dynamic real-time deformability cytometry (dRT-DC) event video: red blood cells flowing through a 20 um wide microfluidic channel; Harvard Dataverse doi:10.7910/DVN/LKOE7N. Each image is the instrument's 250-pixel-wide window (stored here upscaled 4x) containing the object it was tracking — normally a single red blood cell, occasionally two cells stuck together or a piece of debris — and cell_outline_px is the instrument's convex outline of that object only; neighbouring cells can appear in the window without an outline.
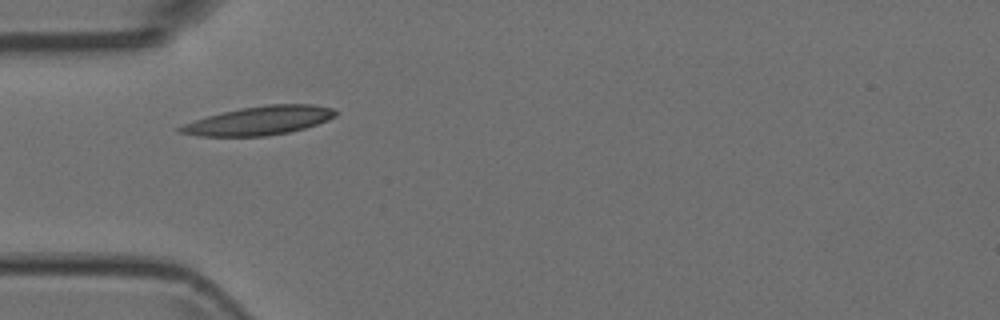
{"species": "Egyptian fruit bat (a non-hibernating species)", "species_latin": "Rousettus aegyptiacus", "temperature_condition": "room temperature", "stored_images_in_passage": 5, "camera_frame_rate_fps": 3000, "um_per_image_px": 0.085, "animal": {"sex": "female"}, "frame": {"image": 1, "passage_image": 1, "time_ms": 0.0, "image_size_px": [1000, 320], "cell_outline_px": [[340, 112], [336, 116], [328, 120], [304, 128], [288, 132], [264, 136], [200, 136], [176, 132], [176, 128], [184, 124], [208, 116], [240, 108], [268, 104], [312, 104], [332, 108]], "centroid_in_image_um": [22.06, 10.25], "position_along_channel_um": 62.9, "area_um2": 25.84}}
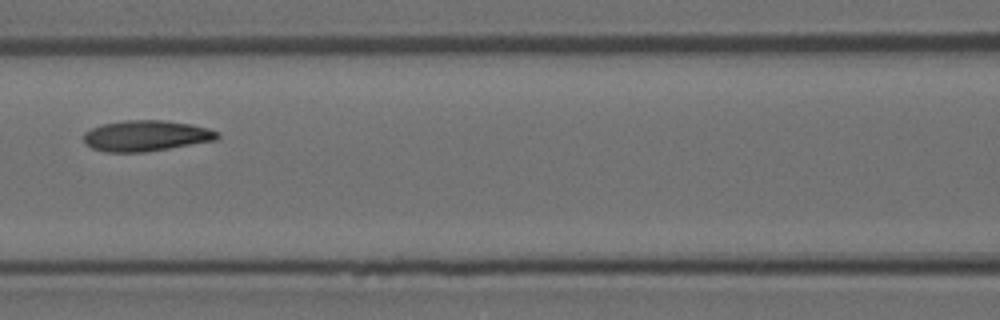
{"frame": {"image": 2, "passage_image": 3, "time_ms": 0.667, "image_size_px": [1000, 320], "cell_outline_px": [[220, 136], [216, 140], [144, 152], [104, 152], [92, 148], [84, 144], [84, 132], [92, 128], [104, 124], [124, 120], [164, 120], [192, 124], [208, 128], [220, 132]], "centroid_in_image_um": [12.42, 11.54], "position_along_channel_um": 154.2, "area_um2": 24.04}}
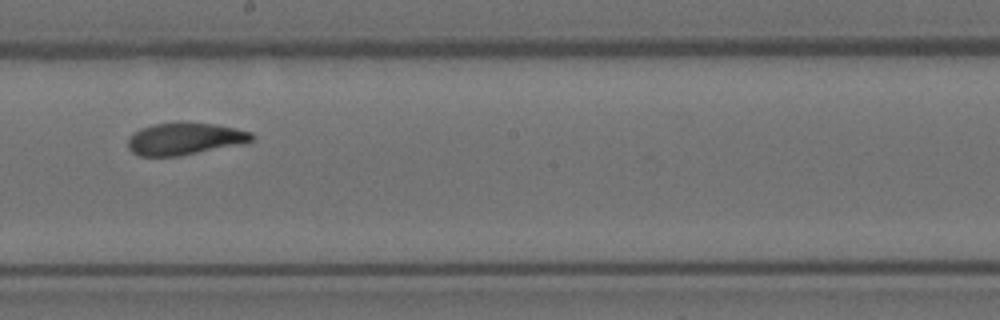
{"frame": {"image": 3, "passage_image": 5, "time_ms": 1.333, "image_size_px": [1000, 320], "cell_outline_px": [[256, 136], [252, 140], [244, 144], [180, 156], [140, 156], [132, 152], [128, 148], [128, 136], [140, 128], [152, 124], [180, 120], [184, 120], [216, 124], [236, 128], [252, 132]], "centroid_in_image_um": [15.72, 11.76], "position_along_channel_um": 232.5, "area_um2": 24.04}}